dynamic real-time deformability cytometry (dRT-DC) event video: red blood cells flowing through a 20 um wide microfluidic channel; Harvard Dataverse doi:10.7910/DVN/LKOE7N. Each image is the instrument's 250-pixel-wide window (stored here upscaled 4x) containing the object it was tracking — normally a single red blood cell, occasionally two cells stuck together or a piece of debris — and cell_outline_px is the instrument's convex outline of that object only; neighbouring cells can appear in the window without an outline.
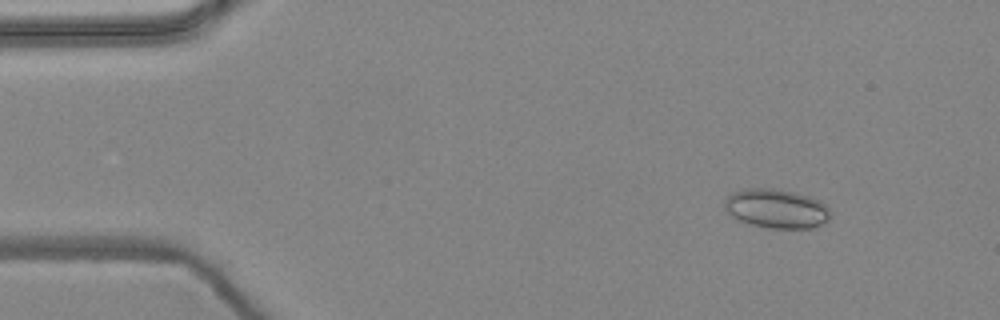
{"species": "common noctule bat (a hibernating species)", "species_latin": "Nyctalus noctula", "temperature_condition": "warm", "stored_images_in_passage": 4, "camera_frame_rate_fps": 3000, "um_per_image_px": 0.085, "animal": {"sex": "female", "body_mass_g": 24.6, "forearm_length_mm": 56.2}, "frame": {"image": 1, "passage_image": 1, "time_ms": 0.0, "image_size_px": [1000, 320], "cell_outline_px": [[828, 220], [812, 228], [768, 228], [736, 220], [724, 208], [724, 200], [732, 192], [744, 188], [772, 188], [792, 192], [808, 196], [820, 200], [828, 208]], "centroid_in_image_um": [65.94, 17.72], "position_along_channel_um": 19.1, "area_um2": 24.04}}